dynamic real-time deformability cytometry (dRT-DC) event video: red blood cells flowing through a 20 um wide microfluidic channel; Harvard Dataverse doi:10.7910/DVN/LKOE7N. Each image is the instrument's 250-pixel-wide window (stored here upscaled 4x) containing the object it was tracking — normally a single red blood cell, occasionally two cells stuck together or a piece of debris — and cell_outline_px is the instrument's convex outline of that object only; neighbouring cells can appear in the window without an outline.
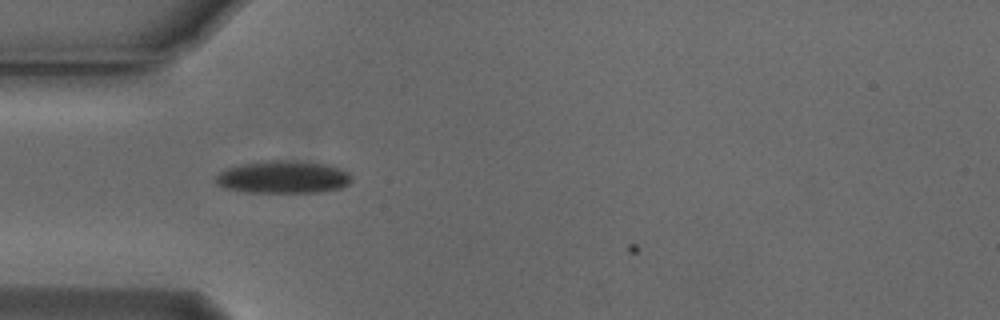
{"species": "Egyptian fruit bat (a non-hibernating species)", "species_latin": "Rousettus aegyptiacus", "temperature_condition": "cold", "stored_images_in_passage": 8, "camera_frame_rate_fps": 3000, "um_per_image_px": 0.085, "animal": {"sex": "male"}, "frame": {"image": 1, "passage_image": 4, "time_ms": 1.0, "image_size_px": [1000, 320], "cell_outline_px": [[352, 180], [348, 184], [340, 188], [320, 192], [244, 192], [224, 188], [216, 184], [216, 176], [220, 172], [228, 168], [244, 164], [268, 160], [280, 160], [328, 164], [348, 172], [352, 176]], "centroid_in_image_um": [24.07, 15.06], "position_along_channel_um": 60.9, "area_um2": 25.61}}
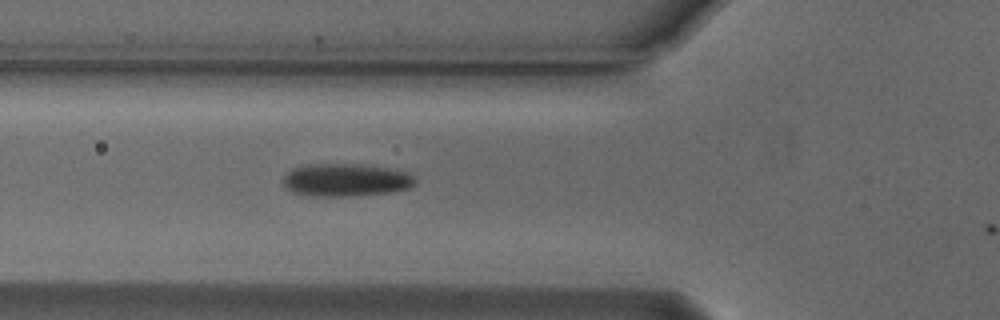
{"frame": {"image": 2, "passage_image": 7, "time_ms": 2.0, "image_size_px": [1000, 320], "cell_outline_px": [[416, 184], [408, 188], [392, 192], [348, 196], [316, 196], [292, 192], [284, 184], [284, 176], [292, 168], [304, 164], [360, 164], [388, 168], [408, 172], [416, 176]], "centroid_in_image_um": [29.43, 15.29], "position_along_channel_um": 96.4, "area_um2": 25.32}}